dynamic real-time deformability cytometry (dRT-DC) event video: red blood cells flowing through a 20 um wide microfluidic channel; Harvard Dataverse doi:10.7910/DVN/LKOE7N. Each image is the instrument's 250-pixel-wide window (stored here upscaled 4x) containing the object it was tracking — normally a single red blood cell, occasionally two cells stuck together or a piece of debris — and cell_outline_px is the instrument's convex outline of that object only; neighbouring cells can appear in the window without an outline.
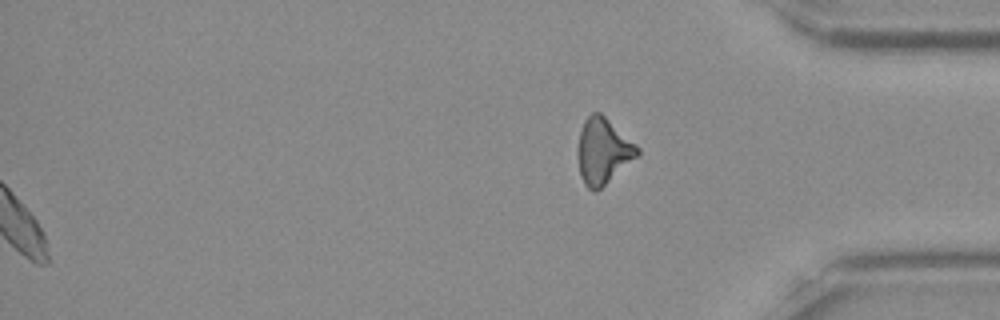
{"species": "Egyptian fruit bat (a non-hibernating species)", "species_latin": "Rousettus aegyptiacus", "temperature_condition": "room temperature", "stored_images_in_passage": 50, "segment_of_instrument_passage": [2, 2], "camera_frame_rate_fps": 3000, "um_per_image_px": 0.085, "frame": {"image": 1, "passage_image": 50, "time_ms": 16.333, "image_size_px": [1000, 320], "cell_outline_px": [[640, 156], [596, 192], [592, 192], [584, 184], [580, 176], [576, 152], [580, 132], [584, 120], [592, 112], [600, 112], [636, 144], [640, 148]], "centroid_in_image_um": [51.26, 12.87], "position_along_channel_um": 383.9, "area_um2": 23.24}}